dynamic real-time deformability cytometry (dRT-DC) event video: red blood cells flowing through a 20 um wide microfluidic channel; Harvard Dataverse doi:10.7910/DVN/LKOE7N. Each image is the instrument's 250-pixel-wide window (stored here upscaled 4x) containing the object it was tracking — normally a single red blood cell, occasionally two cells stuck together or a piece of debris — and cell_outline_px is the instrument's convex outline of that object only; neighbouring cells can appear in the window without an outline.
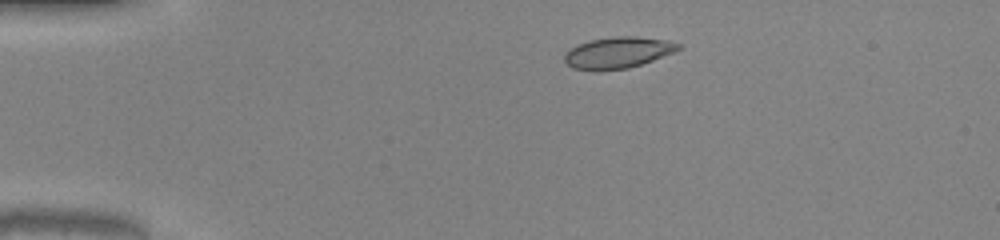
{"species": "common noctule bat (a hibernating species)", "species_latin": "Nyctalus noctula", "temperature_condition": "warm", "stored_images_in_passage": 41, "camera_frame_rate_fps": 3000, "um_per_image_px": 0.085, "animal": {"sex": "male", "body_mass_g": 20.0, "forearm_length_mm": 53.3}, "frame": {"image": 1, "passage_image": 1, "time_ms": 0.0, "image_size_px": [1000, 240], "cell_outline_px": [[684, 48], [652, 60], [628, 68], [572, 68], [564, 60], [564, 52], [588, 40], [616, 36], [636, 36], [668, 40], [680, 44]], "centroid_in_image_um": [52.57, 4.42], "position_along_channel_um": 32.4, "area_um2": 20.17}}
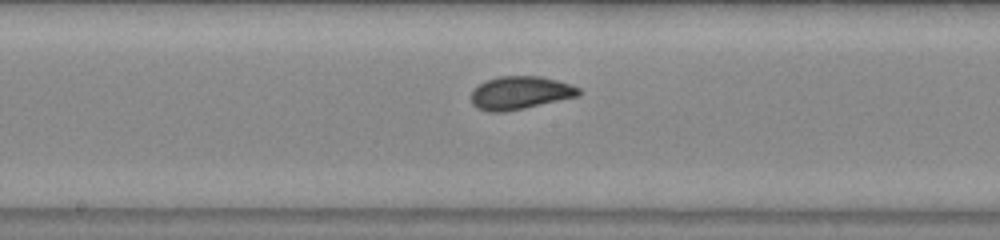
{"frame": {"image": 2, "passage_image": 18, "time_ms": 5.667, "image_size_px": [1000, 240], "cell_outline_px": [[584, 92], [580, 96], [524, 108], [504, 112], [488, 112], [476, 108], [472, 104], [472, 92], [480, 84], [488, 80], [500, 76], [540, 76], [556, 80], [580, 88]], "centroid_in_image_um": [44.25, 7.9], "position_along_channel_um": 204.0, "area_um2": 20.69}}
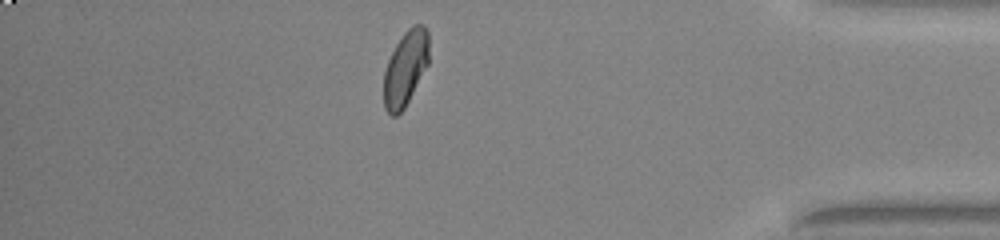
{"frame": {"image": 3, "passage_image": 35, "time_ms": 11.333, "image_size_px": [1000, 240], "cell_outline_px": [[428, 64], [404, 108], [396, 116], [392, 116], [384, 108], [384, 72], [388, 60], [396, 44], [404, 32], [412, 24], [424, 24], [428, 32]], "centroid_in_image_um": [34.46, 5.78], "position_along_channel_um": 400.7, "area_um2": 19.59}, "authors_computed_cell_mechanics": {"area_um2": 20.3456, "velocity_mm_per_s": 4.079, "shape_relaxation_time_tau1_ms": 6.9013, "shape_relaxation_time_tau2_ms": null, "deformation_change_tau1": 0.1986, "deformation_change_tau2": null}}